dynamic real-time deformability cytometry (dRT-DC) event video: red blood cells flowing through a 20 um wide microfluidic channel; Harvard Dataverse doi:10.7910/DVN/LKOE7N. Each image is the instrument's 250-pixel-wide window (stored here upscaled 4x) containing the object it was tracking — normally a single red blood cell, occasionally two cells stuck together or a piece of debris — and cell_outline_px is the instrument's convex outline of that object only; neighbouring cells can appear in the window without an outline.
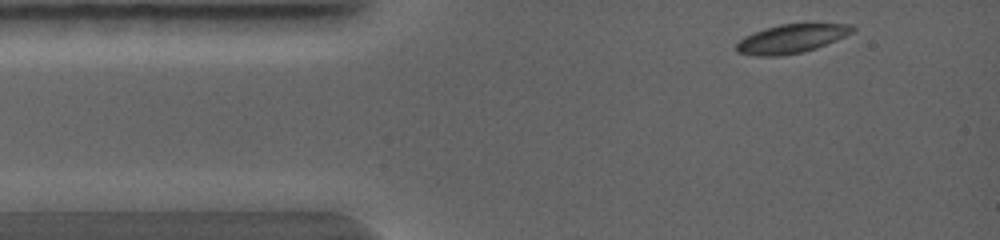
{"species": "common noctule bat (a hibernating species)", "species_latin": "Nyctalus noctula", "temperature_condition": "warm", "stored_images_in_passage": 7, "camera_frame_rate_fps": 5000, "um_per_image_px": 0.085, "animal": {"sex": "female", "body_mass_g": 19.0, "forearm_length_mm": 56.7}, "frame": {"image": 1, "passage_image": 1, "time_ms": 0.0, "image_size_px": [1000, 240], "cell_outline_px": [[856, 28], [852, 32], [836, 40], [816, 48], [804, 52], [780, 56], [756, 56], [736, 52], [736, 44], [744, 36], [752, 32], [764, 28], [780, 24], [852, 24]], "centroid_in_image_um": [67.23, 3.29], "position_along_channel_um": 17.8, "area_um2": 19.48}}
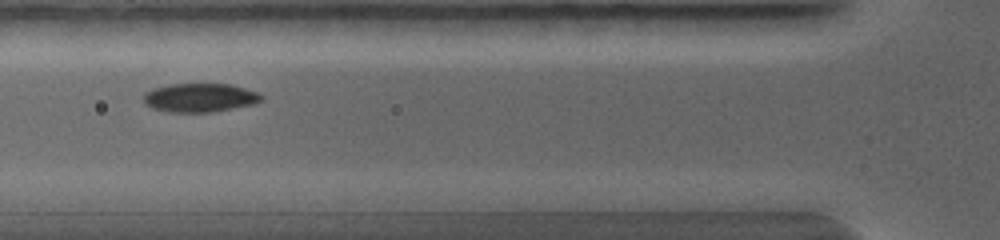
{"frame": {"image": 2, "passage_image": 4, "time_ms": 2.2, "image_size_px": [1000, 240], "cell_outline_px": [[264, 96], [260, 100], [252, 104], [212, 112], [168, 112], [152, 108], [144, 104], [144, 92], [152, 88], [168, 84], [232, 84], [256, 92]], "centroid_in_image_um": [16.93, 8.3], "position_along_channel_um": 108.9, "area_um2": 19.71}}
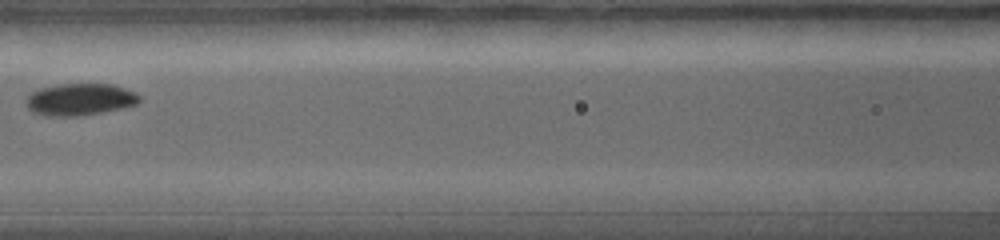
{"frame": {"image": 3, "passage_image": 6, "time_ms": 3.0, "image_size_px": [1000, 240], "cell_outline_px": [[140, 100], [136, 104], [124, 108], [80, 116], [44, 116], [32, 112], [28, 108], [24, 100], [32, 92], [40, 88], [56, 84], [112, 84], [136, 92], [140, 96]], "centroid_in_image_um": [6.78, 8.46], "position_along_channel_um": 159.8, "area_um2": 21.33}}